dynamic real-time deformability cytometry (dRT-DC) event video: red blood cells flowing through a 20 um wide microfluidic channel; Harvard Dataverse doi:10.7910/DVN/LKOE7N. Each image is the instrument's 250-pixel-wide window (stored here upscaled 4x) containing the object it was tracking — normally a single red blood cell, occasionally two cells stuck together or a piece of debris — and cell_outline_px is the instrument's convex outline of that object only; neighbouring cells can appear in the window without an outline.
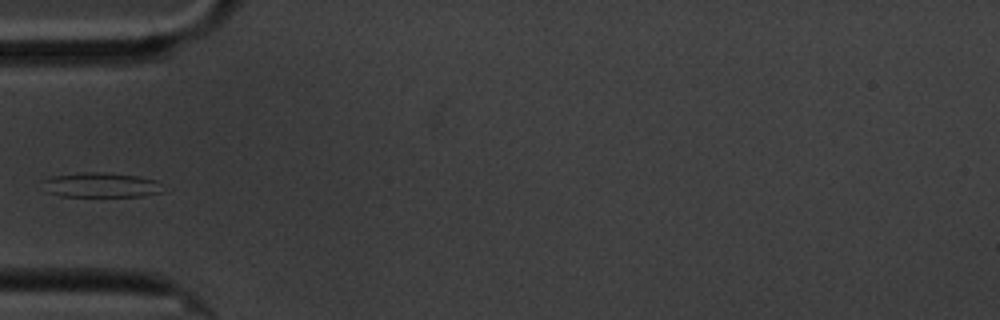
{"species": "common noctule bat (a hibernating species)", "species_latin": "Nyctalus noctula", "temperature_condition": "cold", "stored_images_in_passage": 15, "camera_frame_rate_fps": 3000, "um_per_image_px": 0.085, "animal": {"sex": "male", "body_mass_g": 20.1, "forearm_length_mm": 53.5}, "frame": {"image": 1, "passage_image": 5, "time_ms": 5.667, "image_size_px": [1000, 320], "cell_outline_px": [[160, 192], [144, 196], [60, 196], [48, 192], [40, 180], [52, 176], [80, 172], [104, 172], [140, 176], [156, 180]], "centroid_in_image_um": [8.5, 15.71], "position_along_channel_um": 76.5, "area_um2": 17.28}}
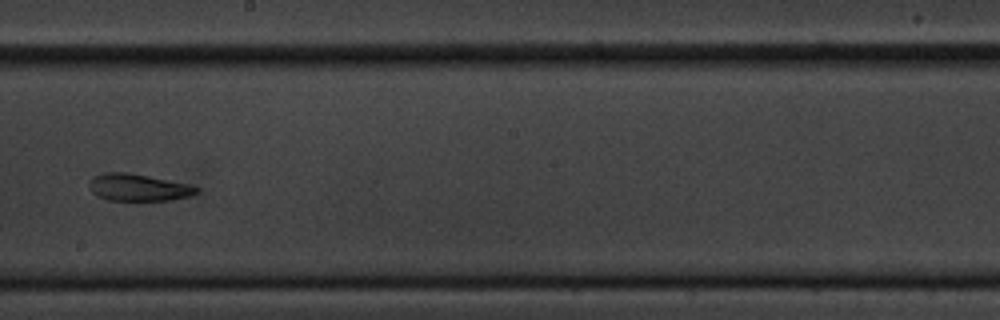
{"frame": {"image": 2, "passage_image": 9, "time_ms": 10.333, "image_size_px": [1000, 320], "cell_outline_px": [[200, 192], [188, 196], [172, 200], [108, 200], [96, 196], [92, 192], [88, 184], [88, 180], [92, 176], [104, 172], [128, 172], [192, 184], [200, 188]], "centroid_in_image_um": [11.75, 15.92], "position_along_channel_um": 236.4, "area_um2": 17.28}}
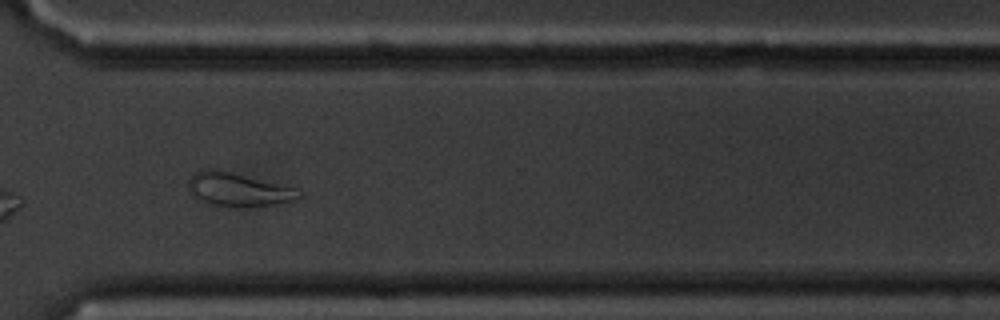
{"frame": {"image": 3, "passage_image": 12, "time_ms": 13.667, "image_size_px": [1000, 320], "cell_outline_px": [[304, 196], [292, 200], [272, 204], [240, 208], [236, 208], [208, 204], [196, 200], [192, 196], [188, 188], [188, 180], [200, 168], [212, 168], [284, 184], [292, 188]], "centroid_in_image_um": [20.16, 16.12], "position_along_channel_um": 350.4, "area_um2": 21.85}, "authors_computed_cell_mechanics": {"area_um2": 19.2474, "velocity_mm_per_s": 3.4291, "shape_relaxation_time_tau1_ms": null, "shape_relaxation_time_tau2_ms": 2.692, "deformation_change_tau1": null, "deformation_change_tau2": 0.0935}}